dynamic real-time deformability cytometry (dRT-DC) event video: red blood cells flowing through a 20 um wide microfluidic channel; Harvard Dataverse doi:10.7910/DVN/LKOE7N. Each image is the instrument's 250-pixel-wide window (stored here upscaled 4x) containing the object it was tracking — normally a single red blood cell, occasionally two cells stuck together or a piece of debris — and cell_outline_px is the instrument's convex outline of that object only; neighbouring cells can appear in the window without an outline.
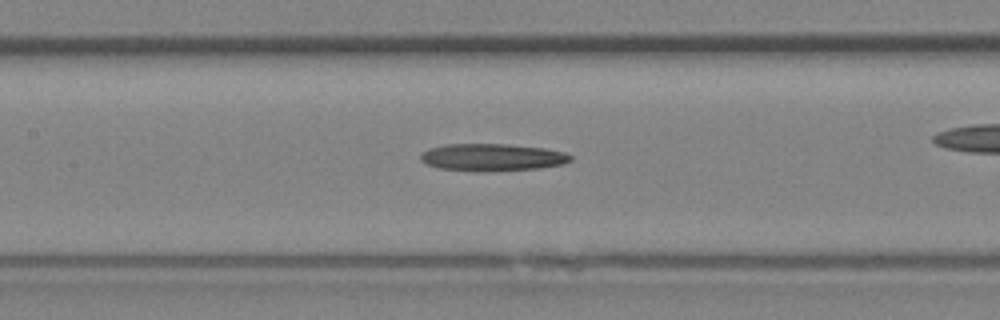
{"species": "Egyptian fruit bat (a non-hibernating species)", "species_latin": "Rousettus aegyptiacus", "temperature_condition": "room temperature", "stored_images_in_passage": 22, "camera_frame_rate_fps": 3000, "um_per_image_px": 0.085, "animal": {"sex": "female"}, "frame": {"image": 1, "passage_image": 10, "time_ms": 3.0, "image_size_px": [1000, 320], "cell_outline_px": [[572, 160], [564, 164], [540, 168], [484, 172], [440, 168], [428, 164], [420, 160], [420, 156], [428, 148], [444, 144], [504, 144], [544, 148], [564, 152], [572, 156]], "centroid_in_image_um": [41.85, 13.37], "position_along_channel_um": 165.5, "area_um2": 23.87}}